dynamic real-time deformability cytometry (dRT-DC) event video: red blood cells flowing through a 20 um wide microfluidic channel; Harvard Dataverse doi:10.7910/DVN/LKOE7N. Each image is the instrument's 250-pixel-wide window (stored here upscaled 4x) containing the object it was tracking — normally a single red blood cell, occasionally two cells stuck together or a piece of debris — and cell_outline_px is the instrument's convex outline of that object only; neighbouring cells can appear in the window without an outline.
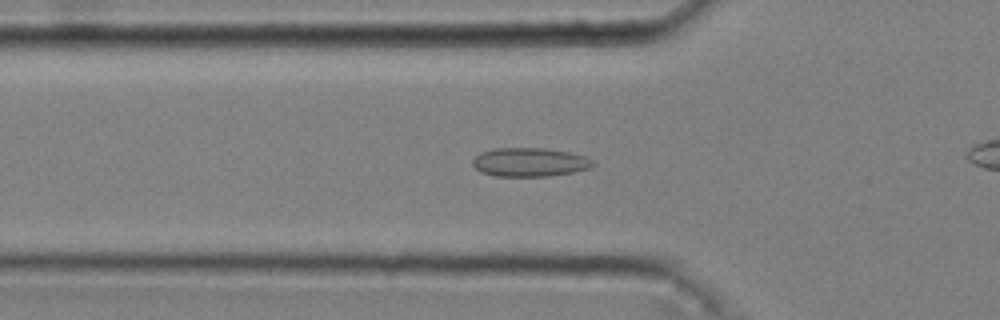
{"species": "common noctule bat (a hibernating species)", "species_latin": "Nyctalus noctula", "temperature_condition": "cold", "stored_images_in_passage": 38, "camera_frame_rate_fps": 3000, "um_per_image_px": 0.085, "animal": {"sex": "male", "body_mass_g": 20.4}, "frame": {"image": 1, "passage_image": 18, "time_ms": 5.667, "image_size_px": [1000, 320], "cell_outline_px": [[596, 164], [592, 168], [572, 172], [548, 176], [492, 176], [480, 172], [472, 164], [472, 160], [476, 156], [484, 152], [496, 148], [544, 148], [568, 152], [584, 156], [592, 160]], "centroid_in_image_um": [45.03, 13.79], "position_along_channel_um": 80.8, "area_um2": 20.11}}
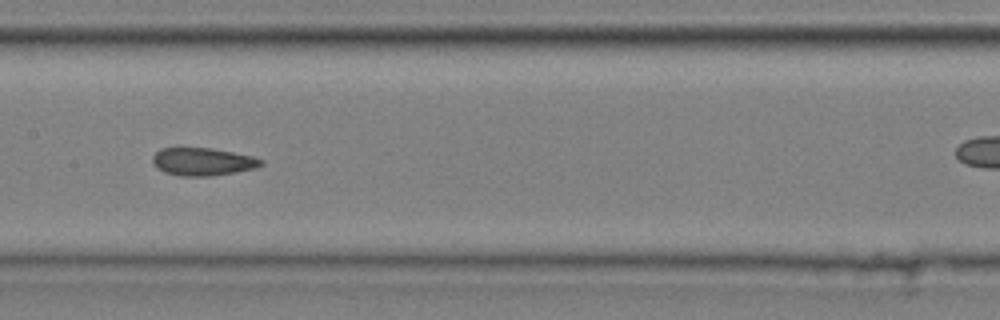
{"frame": {"image": 2, "passage_image": 27, "time_ms": 8.667, "image_size_px": [1000, 320], "cell_outline_px": [[264, 164], [256, 168], [236, 172], [212, 176], [180, 176], [164, 172], [156, 168], [152, 164], [152, 156], [160, 148], [180, 144], [212, 148], [252, 156], [264, 160]], "centroid_in_image_um": [17.15, 13.69], "position_along_channel_um": 190.2, "area_um2": 18.5}}
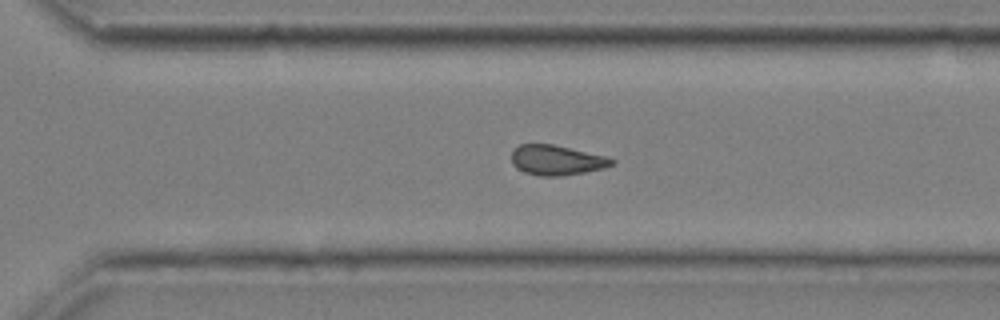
{"frame": {"image": 3, "passage_image": 38, "time_ms": 12.333, "image_size_px": [1000, 320], "cell_outline_px": [[616, 164], [604, 168], [564, 176], [540, 176], [524, 172], [516, 168], [512, 164], [512, 148], [520, 144], [552, 144], [608, 156], [616, 160]], "centroid_in_image_um": [47.33, 13.61], "position_along_channel_um": 323.3, "area_um2": 17.8}}